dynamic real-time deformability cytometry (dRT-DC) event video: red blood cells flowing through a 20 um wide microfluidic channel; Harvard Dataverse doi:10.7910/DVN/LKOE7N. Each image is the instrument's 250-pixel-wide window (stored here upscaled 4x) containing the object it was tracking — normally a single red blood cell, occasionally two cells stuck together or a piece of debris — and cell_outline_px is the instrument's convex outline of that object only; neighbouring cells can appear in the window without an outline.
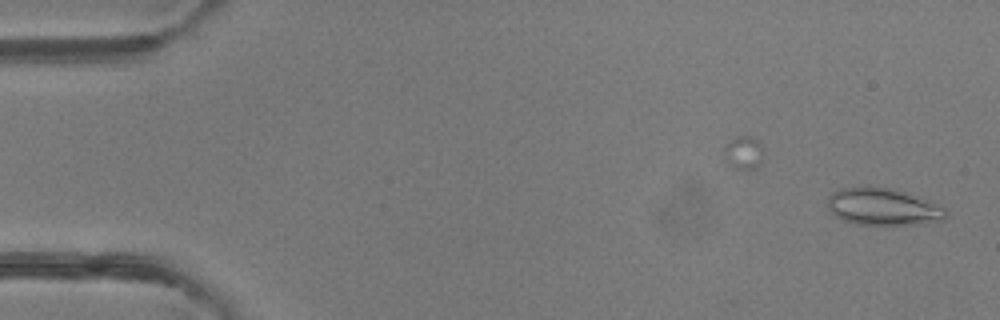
{"species": "common noctule bat (a hibernating species)", "species_latin": "Nyctalus noctula", "temperature_condition": "room temperature", "stored_images_in_passage": 44, "camera_frame_rate_fps": 3000, "um_per_image_px": 0.085, "animal": {"sex": "female"}, "frame": {"image": 1, "passage_image": 1, "time_ms": 0.0, "image_size_px": [1000, 320], "cell_outline_px": [[948, 212], [944, 220], [920, 224], [856, 224], [844, 220], [836, 216], [828, 208], [828, 196], [832, 192], [840, 188], [868, 184], [896, 188], [928, 200], [944, 208]], "centroid_in_image_um": [75.04, 17.53], "position_along_channel_um": 10.0, "area_um2": 26.07}}
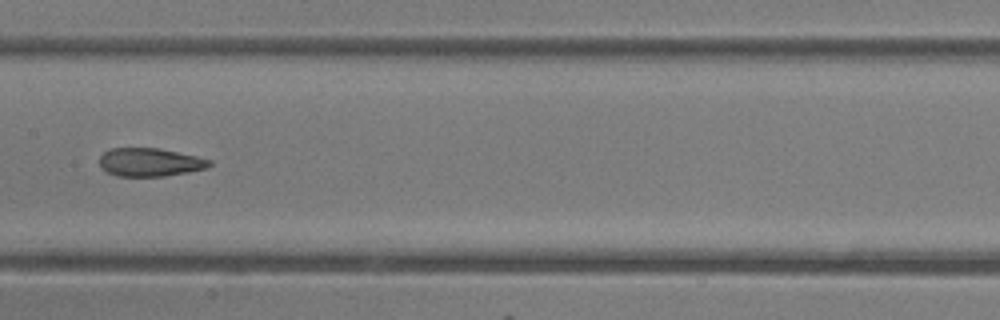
{"frame": {"image": 2, "passage_image": 24, "time_ms": 7.667, "image_size_px": [1000, 320], "cell_outline_px": [[212, 164], [208, 168], [188, 172], [164, 176], [116, 176], [100, 168], [100, 156], [104, 152], [112, 148], [160, 148], [196, 156], [212, 160]], "centroid_in_image_um": [12.76, 13.79], "position_along_channel_um": 194.6, "area_um2": 18.21}}
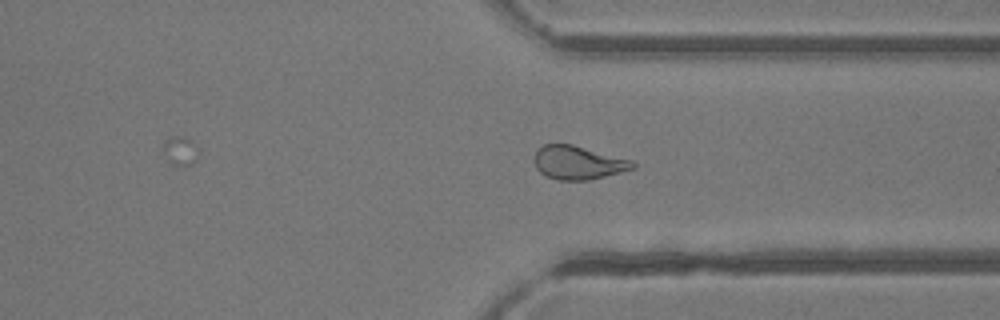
{"frame": {"image": 3, "passage_image": 36, "time_ms": 11.667, "image_size_px": [1000, 320], "cell_outline_px": [[636, 168], [588, 180], [556, 180], [544, 176], [536, 168], [536, 148], [544, 144], [572, 144], [632, 160], [636, 164]], "centroid_in_image_um": [49.14, 13.82], "position_along_channel_um": 362.3, "area_um2": 19.19}, "authors_computed_cell_mechanics": {"area_um2": 19.0162, "velocity_mm_per_s": 4.1967, "shape_relaxation_time_tau1_ms": null, "shape_relaxation_time_tau2_ms": 1.8079, "deformation_change_tau1": null, "deformation_change_tau2": 0.1005}}